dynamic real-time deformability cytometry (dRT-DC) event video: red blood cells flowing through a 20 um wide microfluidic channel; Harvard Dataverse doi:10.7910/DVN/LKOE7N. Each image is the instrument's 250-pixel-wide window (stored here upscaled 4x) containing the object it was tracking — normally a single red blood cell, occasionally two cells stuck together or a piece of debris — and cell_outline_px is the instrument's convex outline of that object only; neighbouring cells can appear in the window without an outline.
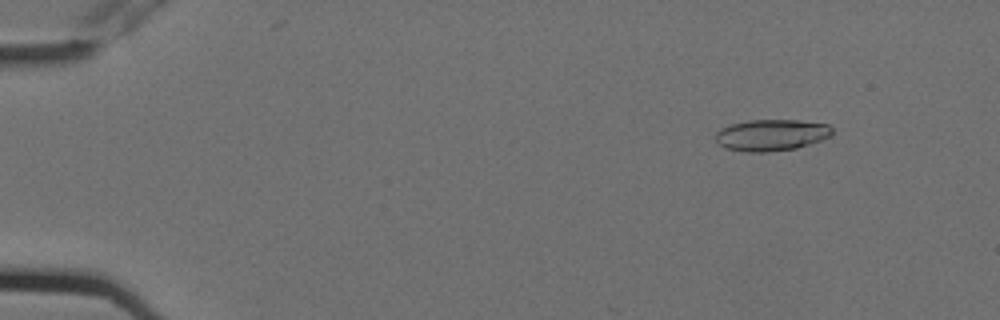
{"species": "Egyptian fruit bat (a non-hibernating species)", "species_latin": "Rousettus aegyptiacus", "temperature_condition": "cold", "stored_images_in_passage": 7, "camera_frame_rate_fps": 3000, "um_per_image_px": 0.085, "animal": {"sex": "female"}, "frame": {"image": 1, "passage_image": 2, "time_ms": 0.333, "image_size_px": [1000, 320], "cell_outline_px": [[832, 136], [796, 148], [768, 152], [748, 152], [724, 148], [716, 140], [716, 132], [720, 128], [732, 124], [748, 120], [800, 120], [828, 124], [832, 128]], "centroid_in_image_um": [65.57, 11.47], "position_along_channel_um": 19.4, "area_um2": 21.39}}
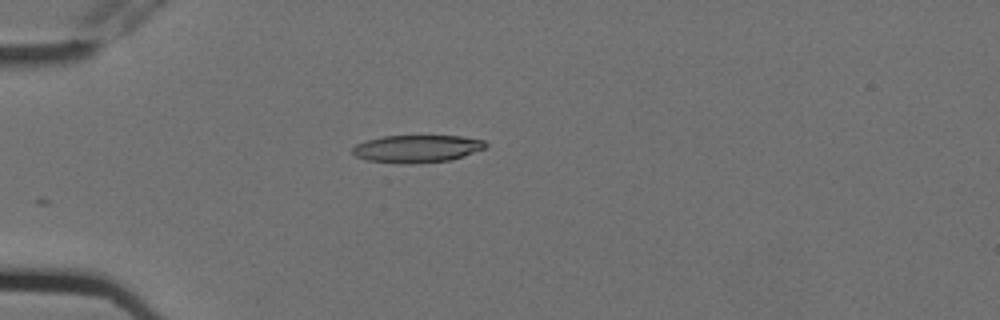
{"frame": {"image": 2, "passage_image": 5, "time_ms": 1.333, "image_size_px": [1000, 320], "cell_outline_px": [[488, 144], [484, 148], [464, 156], [452, 160], [412, 164], [400, 164], [368, 160], [356, 156], [352, 152], [352, 148], [356, 144], [368, 140], [384, 136], [460, 136], [484, 140]], "centroid_in_image_um": [35.45, 12.65], "position_along_channel_um": 49.5, "area_um2": 21.33}}
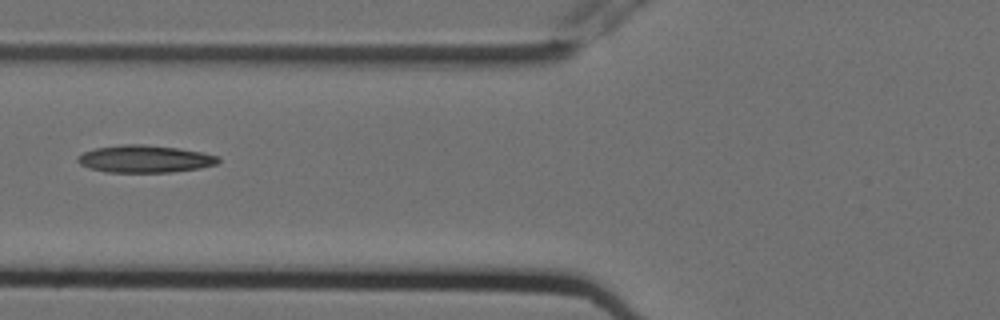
{"frame": {"image": 3, "passage_image": 7, "time_ms": 2.0, "image_size_px": [1000, 320], "cell_outline_px": [[220, 160], [216, 164], [200, 168], [172, 172], [104, 172], [88, 168], [80, 164], [76, 160], [76, 156], [84, 152], [96, 148], [120, 144], [144, 144], [176, 148], [204, 152], [220, 156]], "centroid_in_image_um": [12.3, 13.51], "position_along_channel_um": 113.5, "area_um2": 22.6}}